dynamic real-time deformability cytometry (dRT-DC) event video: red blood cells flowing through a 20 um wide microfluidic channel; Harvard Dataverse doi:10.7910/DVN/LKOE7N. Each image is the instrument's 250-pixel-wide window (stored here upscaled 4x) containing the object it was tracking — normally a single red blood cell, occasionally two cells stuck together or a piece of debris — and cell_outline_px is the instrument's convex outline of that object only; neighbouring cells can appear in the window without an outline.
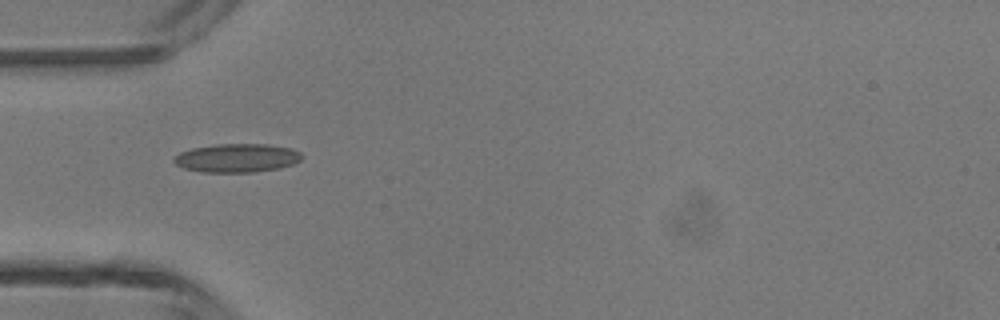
{"species": "common noctule bat (a hibernating species)", "species_latin": "Nyctalus noctula", "temperature_condition": "room temperature", "stored_images_in_passage": 33, "camera_frame_rate_fps": 3000, "um_per_image_px": 0.085, "animal": {"sex": "male", "body_mass_g": 13.3}, "frame": {"image": 1, "passage_image": 1, "time_ms": 0.0, "image_size_px": [1000, 320], "cell_outline_px": [[304, 156], [300, 160], [292, 164], [280, 168], [252, 172], [200, 172], [184, 168], [176, 164], [172, 160], [180, 152], [192, 148], [216, 144], [268, 144], [292, 148], [300, 152]], "centroid_in_image_um": [20.15, 13.42], "position_along_channel_um": 64.8, "area_um2": 21.39}}
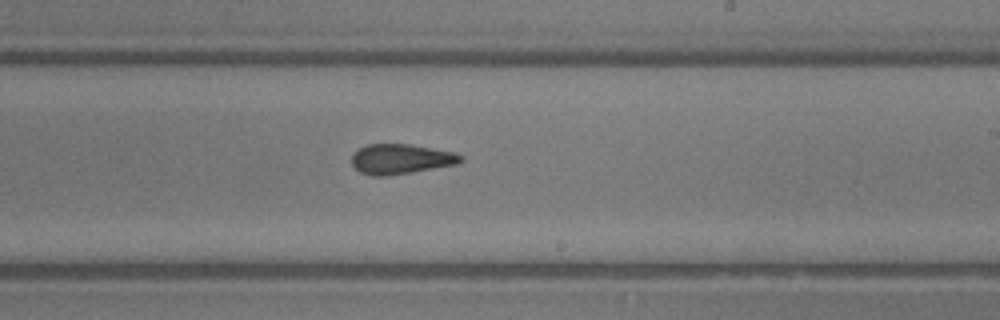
{"frame": {"image": 2, "passage_image": 14, "time_ms": 4.333, "image_size_px": [1000, 320], "cell_outline_px": [[464, 160], [460, 164], [388, 176], [372, 176], [360, 172], [352, 164], [352, 156], [360, 148], [368, 144], [408, 144], [456, 152], [464, 156]], "centroid_in_image_um": [34.14, 13.52], "position_along_channel_um": 254.9, "area_um2": 19.19}}
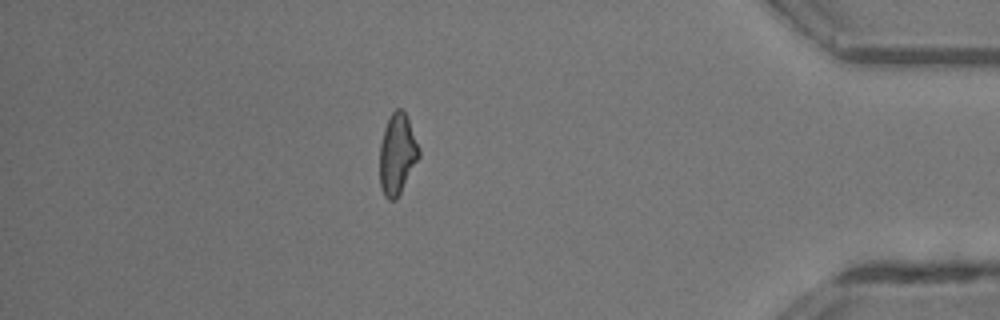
{"frame": {"image": 3, "passage_image": 27, "time_ms": 8.667, "image_size_px": [1000, 320], "cell_outline_px": [[420, 156], [396, 200], [388, 200], [384, 196], [380, 184], [380, 144], [384, 128], [392, 112], [396, 108], [400, 108], [404, 112], [408, 120], [420, 148]], "centroid_in_image_um": [33.76, 13.11], "position_along_channel_um": 401.4, "area_um2": 18.32}, "authors_computed_cell_mechanics": {"area_um2": 19.074, "velocity_mm_per_s": 4.3755, "shape_relaxation_time_tau1_ms": 10.0587, "shape_relaxation_time_tau2_ms": 2.5885, "deformation_change_tau1": 0.2295, "deformation_change_tau2": 0.1111}}